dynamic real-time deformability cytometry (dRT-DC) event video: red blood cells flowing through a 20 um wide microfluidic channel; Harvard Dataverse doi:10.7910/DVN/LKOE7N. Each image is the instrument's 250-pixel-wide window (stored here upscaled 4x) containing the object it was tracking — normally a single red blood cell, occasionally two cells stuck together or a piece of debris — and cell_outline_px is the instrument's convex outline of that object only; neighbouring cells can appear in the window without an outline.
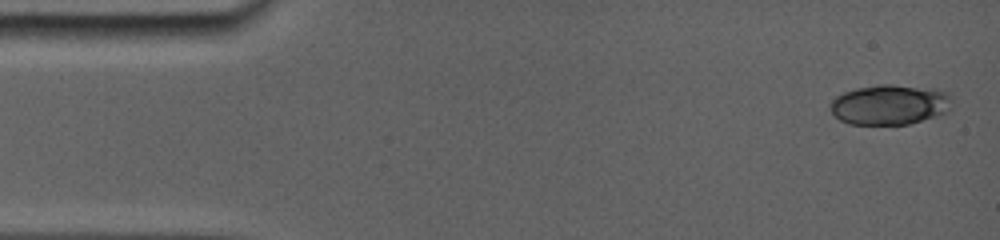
{"species": "common noctule bat (a hibernating species)", "species_latin": "Nyctalus noctula", "temperature_condition": "room temperature", "stored_images_in_passage": 7, "camera_frame_rate_fps": 5000, "um_per_image_px": 0.085, "animal": {"sex": "female", "body_mass_g": 19.0, "forearm_length_mm": 56.7}, "frame": {"image": 1, "passage_image": 1, "time_ms": 0.0, "image_size_px": [1000, 240], "cell_outline_px": [[948, 96], [940, 112], [920, 120], [908, 124], [852, 124], [840, 120], [832, 112], [828, 104], [836, 96], [844, 92], [856, 88], [880, 84], [892, 84], [936, 88], [948, 92]], "centroid_in_image_um": [75.47, 8.86], "position_along_channel_um": 9.5, "area_um2": 27.57}}
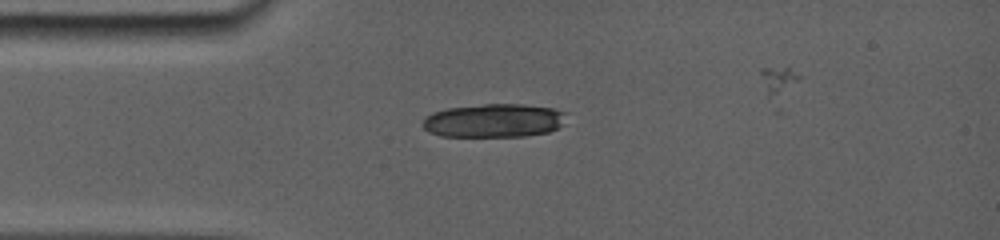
{"frame": {"image": 2, "passage_image": 6, "time_ms": 3.4, "image_size_px": [1000, 240], "cell_outline_px": [[564, 112], [560, 124], [556, 128], [548, 132], [520, 136], [444, 136], [432, 132], [424, 128], [424, 120], [432, 112], [448, 108], [484, 104], [524, 104], [552, 108]], "centroid_in_image_um": [41.96, 10.24], "position_along_channel_um": 43.0, "area_um2": 27.46}}